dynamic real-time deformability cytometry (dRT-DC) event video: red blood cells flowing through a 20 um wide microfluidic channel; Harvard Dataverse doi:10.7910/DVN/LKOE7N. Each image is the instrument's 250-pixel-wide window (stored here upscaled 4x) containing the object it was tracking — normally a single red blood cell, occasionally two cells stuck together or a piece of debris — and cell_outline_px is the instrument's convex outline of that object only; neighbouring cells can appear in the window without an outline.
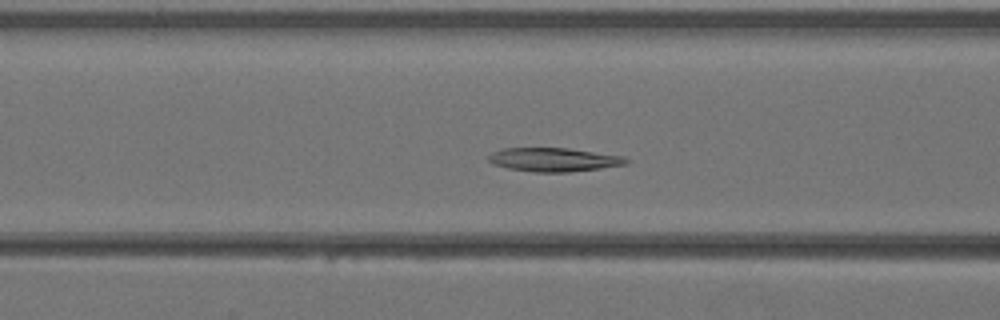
{"species": "Egyptian fruit bat (a non-hibernating species)", "species_latin": "Rousettus aegyptiacus", "temperature_condition": "warm", "stored_images_in_passage": 41, "camera_frame_rate_fps": 3000, "um_per_image_px": 0.085, "animal": {"sex": "female"}, "frame": {"image": 1, "passage_image": 16, "time_ms": 5.0, "image_size_px": [1000, 320], "cell_outline_px": [[628, 164], [600, 168], [568, 172], [536, 172], [508, 168], [492, 164], [488, 160], [488, 156], [492, 152], [500, 148], [568, 148], [624, 156], [628, 160]], "centroid_in_image_um": [47.05, 13.56], "position_along_channel_um": 119.5, "area_um2": 19.02}}
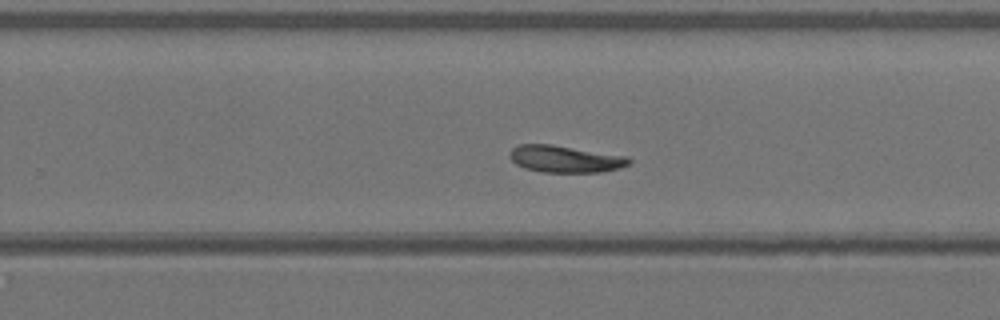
{"frame": {"image": 2, "passage_image": 26, "time_ms": 8.333, "image_size_px": [1000, 320], "cell_outline_px": [[632, 164], [620, 168], [600, 172], [544, 172], [524, 168], [516, 164], [508, 156], [508, 152], [512, 148], [520, 144], [552, 144], [628, 156], [632, 160]], "centroid_in_image_um": [48.06, 13.51], "position_along_channel_um": 281.7, "area_um2": 18.96}}
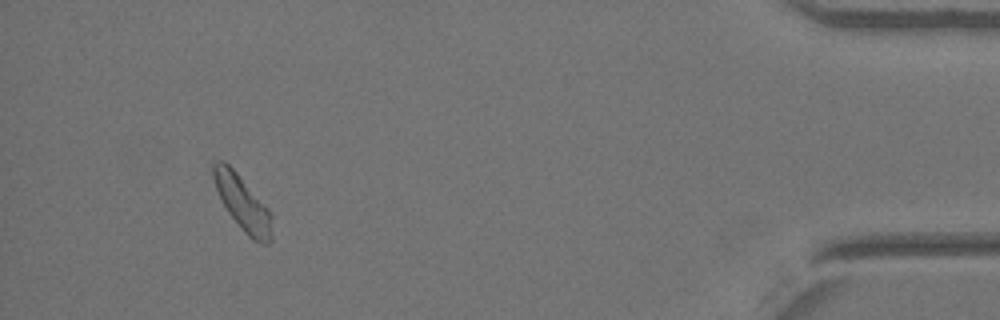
{"frame": {"image": 3, "passage_image": 38, "time_ms": 12.333, "image_size_px": [1000, 320], "cell_outline_px": [[272, 240], [268, 244], [260, 244], [252, 240], [244, 232], [228, 212], [216, 188], [212, 176], [212, 164], [216, 160], [224, 160], [236, 172], [272, 212]], "centroid_in_image_um": [20.65, 17.29], "position_along_channel_um": 414.6, "area_um2": 18.73}}